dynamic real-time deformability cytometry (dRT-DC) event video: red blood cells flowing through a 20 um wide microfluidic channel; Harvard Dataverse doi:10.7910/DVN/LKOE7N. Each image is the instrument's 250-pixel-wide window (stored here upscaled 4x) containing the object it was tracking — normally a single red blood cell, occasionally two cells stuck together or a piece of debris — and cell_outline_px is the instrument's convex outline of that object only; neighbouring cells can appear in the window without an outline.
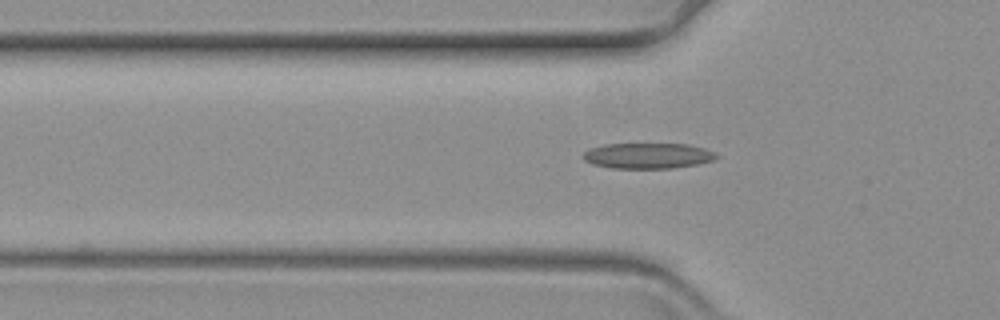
{"species": "common noctule bat (a hibernating species)", "species_latin": "Nyctalus noctula", "temperature_condition": "warm", "stored_images_in_passage": 41, "camera_frame_rate_fps": 3000, "um_per_image_px": 0.085, "animal": {"sex": "female", "body_mass_g": 19.3, "forearm_length_mm": 54.1}, "frame": {"image": 1, "passage_image": 6, "time_ms": 1.667, "image_size_px": [1000, 320], "cell_outline_px": [[720, 156], [712, 160], [700, 164], [672, 168], [612, 168], [592, 164], [584, 160], [580, 156], [584, 152], [592, 148], [604, 144], [688, 144], [704, 148], [716, 152]], "centroid_in_image_um": [55.08, 13.24], "position_along_channel_um": 70.7, "area_um2": 20.0}}
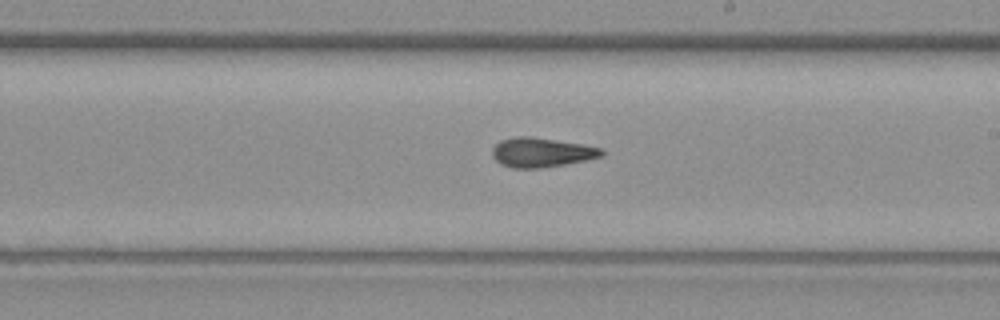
{"frame": {"image": 2, "passage_image": 21, "time_ms": 6.667, "image_size_px": [1000, 320], "cell_outline_px": [[604, 156], [564, 164], [540, 168], [512, 168], [500, 164], [492, 156], [492, 148], [500, 140], [516, 136], [532, 136], [584, 144], [604, 148]], "centroid_in_image_um": [46.03, 12.94], "position_along_channel_um": 243.0, "area_um2": 18.96}}
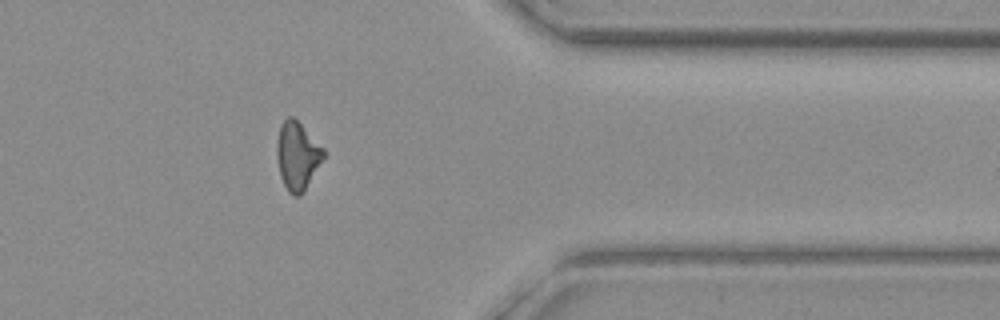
{"frame": {"image": 3, "passage_image": 35, "time_ms": 11.333, "image_size_px": [1000, 320], "cell_outline_px": [[324, 156], [304, 192], [300, 196], [292, 196], [288, 192], [280, 176], [276, 156], [276, 144], [280, 124], [288, 116], [292, 116], [324, 148]], "centroid_in_image_um": [25.24, 13.26], "position_along_channel_um": 386.2, "area_um2": 18.44}}